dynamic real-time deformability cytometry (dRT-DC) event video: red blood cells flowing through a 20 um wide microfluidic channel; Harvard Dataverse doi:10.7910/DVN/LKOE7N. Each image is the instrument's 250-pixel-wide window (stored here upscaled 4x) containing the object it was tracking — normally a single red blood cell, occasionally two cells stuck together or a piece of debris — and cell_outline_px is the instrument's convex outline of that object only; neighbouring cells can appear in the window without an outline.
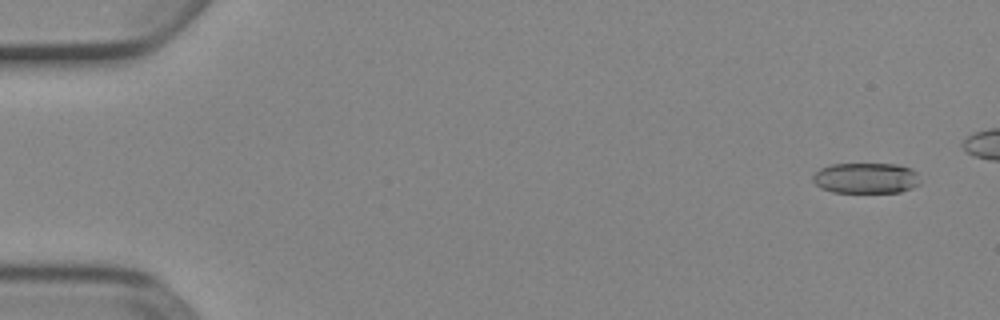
{"species": "Egyptian fruit bat (a non-hibernating species)", "species_latin": "Rousettus aegyptiacus", "temperature_condition": "cold", "stored_images_in_passage": 47, "camera_frame_rate_fps": 3000, "um_per_image_px": 0.085, "animal": {"sex": "female"}, "frame": {"image": 1, "passage_image": 3, "time_ms": 0.667, "image_size_px": [1000, 320], "cell_outline_px": [[920, 184], [912, 188], [900, 192], [832, 192], [820, 188], [812, 180], [812, 176], [820, 168], [832, 164], [896, 164], [912, 168], [916, 172]], "centroid_in_image_um": [73.6, 15.14], "position_along_channel_um": 11.4, "area_um2": 19.25}}
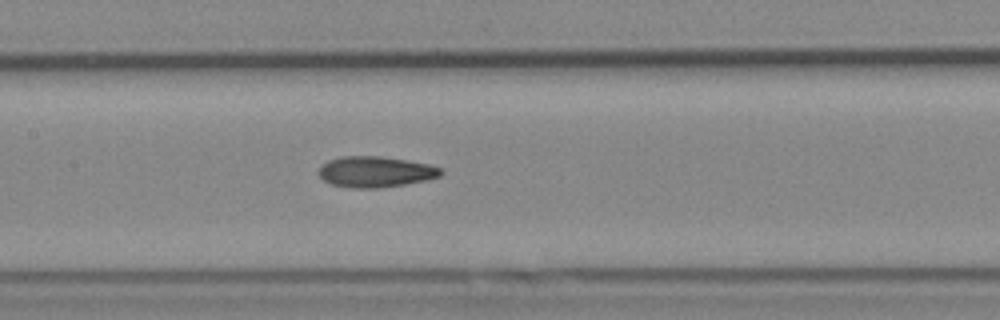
{"frame": {"image": 2, "passage_image": 26, "time_ms": 8.333, "image_size_px": [1000, 320], "cell_outline_px": [[444, 172], [440, 176], [428, 180], [380, 188], [352, 188], [332, 184], [324, 180], [320, 176], [320, 168], [328, 160], [340, 156], [380, 156], [428, 164], [440, 168]], "centroid_in_image_um": [31.93, 14.6], "position_along_channel_um": 175.5, "area_um2": 21.79}}
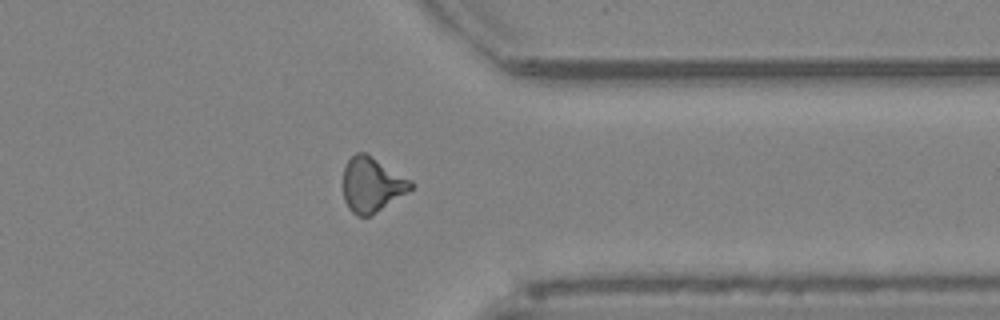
{"frame": {"image": 3, "passage_image": 42, "time_ms": 13.667, "image_size_px": [1000, 320], "cell_outline_px": [[416, 184], [408, 192], [372, 216], [356, 216], [348, 208], [344, 200], [344, 164], [356, 152], [364, 152], [412, 180]], "centroid_in_image_um": [31.62, 15.72], "position_along_channel_um": 379.8, "area_um2": 21.73}}